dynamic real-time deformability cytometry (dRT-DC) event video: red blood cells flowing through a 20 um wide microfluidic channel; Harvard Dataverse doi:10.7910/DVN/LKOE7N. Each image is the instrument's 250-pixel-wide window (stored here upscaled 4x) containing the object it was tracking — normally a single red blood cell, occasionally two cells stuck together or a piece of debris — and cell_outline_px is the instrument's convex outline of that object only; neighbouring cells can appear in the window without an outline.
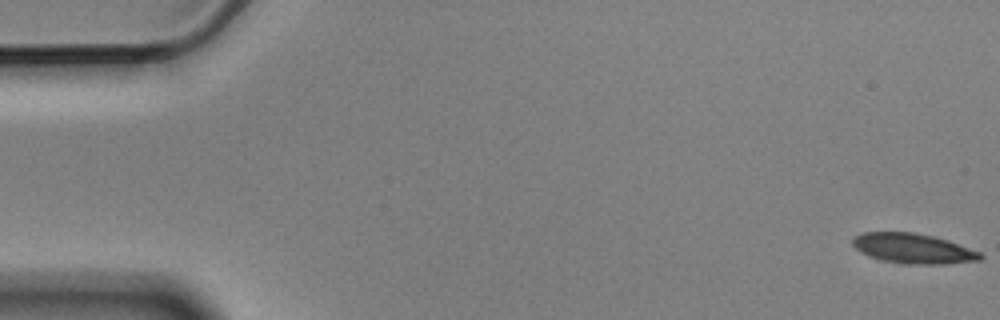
{"species": "Egyptian fruit bat (a non-hibernating species)", "species_latin": "Rousettus aegyptiacus", "temperature_condition": "cold", "stored_images_in_passage": 5, "camera_frame_rate_fps": 3000, "um_per_image_px": 0.085, "animal": {"sex": "male"}, "frame": {"image": 1, "passage_image": 1, "time_ms": 0.0, "image_size_px": [1000, 320], "cell_outline_px": [[984, 256], [980, 260], [944, 264], [904, 264], [884, 260], [860, 252], [852, 244], [852, 236], [864, 232], [912, 232], [932, 236], [948, 240], [980, 252]], "centroid_in_image_um": [77.61, 21.11], "position_along_channel_um": 7.4, "area_um2": 22.2}}
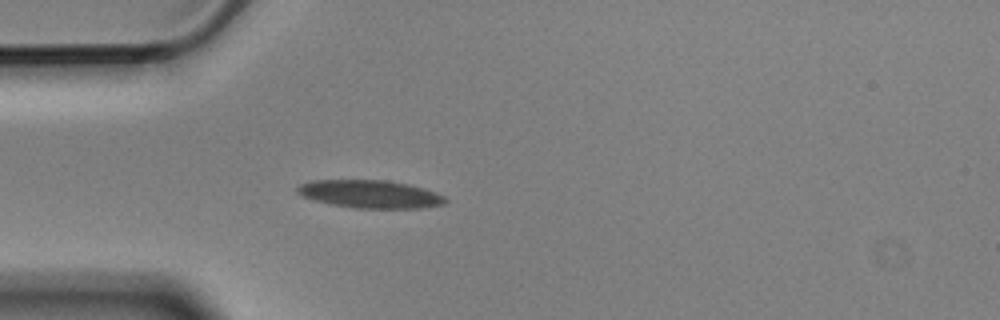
{"frame": {"image": 2, "passage_image": 5, "time_ms": 1.333, "image_size_px": [1000, 320], "cell_outline_px": [[448, 200], [444, 204], [420, 208], [356, 208], [332, 204], [316, 200], [304, 196], [296, 192], [296, 188], [300, 184], [312, 180], [388, 180], [408, 184], [424, 188], [444, 196]], "centroid_in_image_um": [31.48, 16.49], "position_along_channel_um": 53.5, "area_um2": 23.93}}